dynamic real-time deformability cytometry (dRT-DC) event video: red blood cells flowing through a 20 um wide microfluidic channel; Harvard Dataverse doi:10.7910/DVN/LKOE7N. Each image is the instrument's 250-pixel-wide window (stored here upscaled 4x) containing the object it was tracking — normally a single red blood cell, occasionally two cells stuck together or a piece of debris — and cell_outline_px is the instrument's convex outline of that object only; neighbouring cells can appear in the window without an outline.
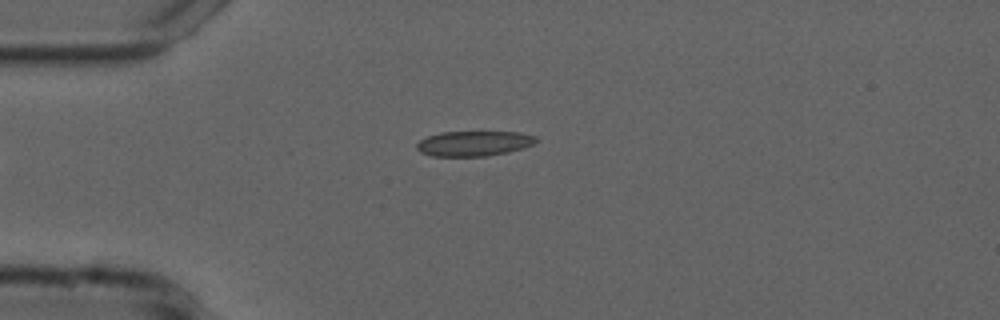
{"species": "common noctule bat (a hibernating species)", "species_latin": "Nyctalus noctula", "temperature_condition": "cold", "stored_images_in_passage": 41, "camera_frame_rate_fps": 3000, "um_per_image_px": 0.085, "animal": {"sex": "male", "forearm_length_mm": 52.5}, "frame": {"image": 1, "passage_image": 1, "time_ms": 0.0, "image_size_px": [1000, 320], "cell_outline_px": [[540, 140], [524, 148], [508, 152], [488, 156], [432, 156], [420, 152], [416, 148], [416, 144], [420, 140], [428, 136], [440, 132], [520, 132], [536, 136]], "centroid_in_image_um": [40.3, 12.19], "position_along_channel_um": 44.7, "area_um2": 17.57}}
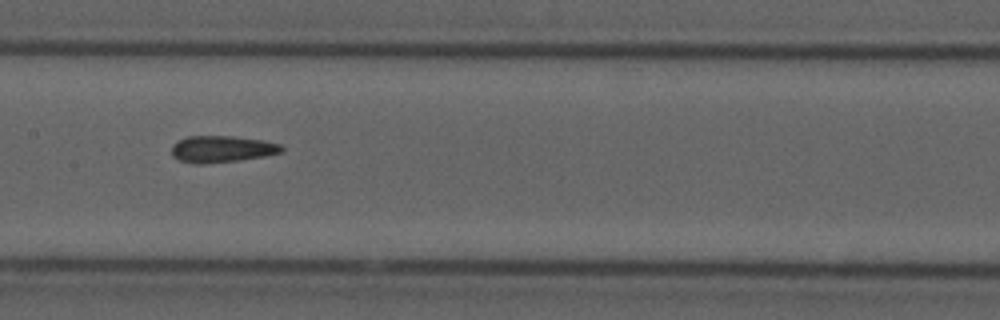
{"frame": {"image": 2, "passage_image": 14, "time_ms": 4.333, "image_size_px": [1000, 320], "cell_outline_px": [[284, 152], [264, 156], [236, 160], [204, 164], [196, 164], [180, 160], [172, 156], [172, 144], [188, 136], [232, 136], [264, 140], [280, 144], [284, 148]], "centroid_in_image_um": [18.87, 12.66], "position_along_channel_um": 188.5, "area_um2": 17.05}}
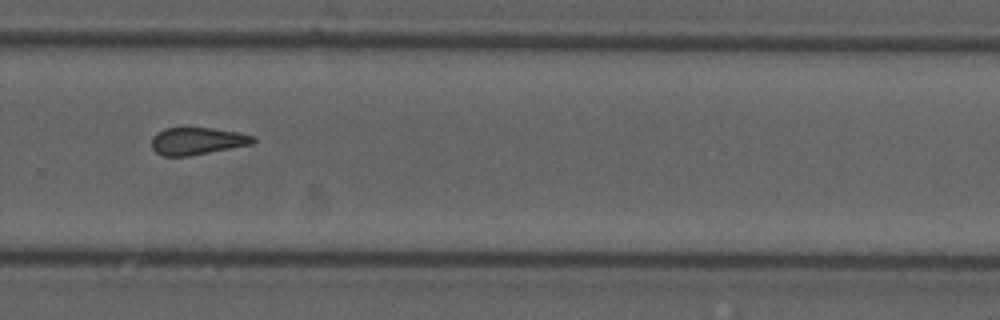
{"frame": {"image": 3, "passage_image": 24, "time_ms": 7.667, "image_size_px": [1000, 320], "cell_outline_px": [[256, 140], [252, 144], [188, 156], [164, 156], [156, 152], [152, 148], [152, 136], [156, 132], [164, 128], [212, 128], [240, 132], [256, 136]], "centroid_in_image_um": [16.77, 11.98], "position_along_channel_um": 313.0, "area_um2": 16.18}, "authors_computed_cell_mechanics": {"area_um2": 16.9354, "velocity_mm_per_s": 3.7556, "shape_relaxation_time_tau1_ms": null, "shape_relaxation_time_tau2_ms": 5.5974, "deformation_change_tau1": null, "deformation_change_tau2": 0.1431}}